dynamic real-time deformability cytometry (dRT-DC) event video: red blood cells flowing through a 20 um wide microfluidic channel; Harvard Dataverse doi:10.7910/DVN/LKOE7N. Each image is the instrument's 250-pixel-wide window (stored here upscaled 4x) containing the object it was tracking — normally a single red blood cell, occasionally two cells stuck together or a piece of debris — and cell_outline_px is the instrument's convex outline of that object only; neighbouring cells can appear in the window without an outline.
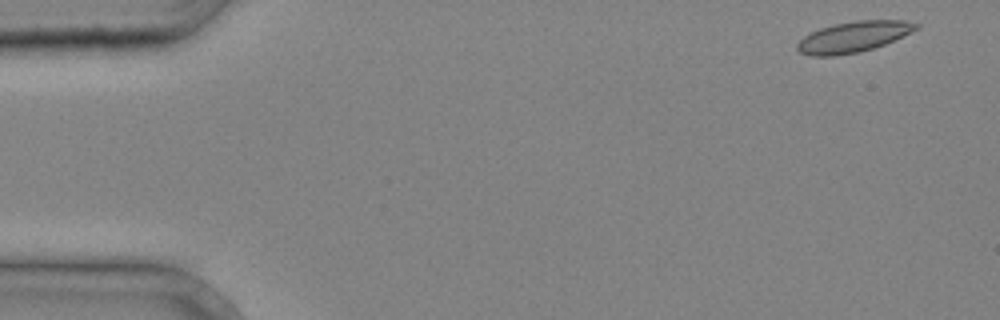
{"species": "common noctule bat (a hibernating species)", "species_latin": "Nyctalus noctula", "temperature_condition": "cold", "stored_images_in_passage": 4, "segment_of_instrument_passage": [2, 2], "camera_frame_rate_fps": 3000, "um_per_image_px": 0.085, "animal": {"sex": "male", "body_mass_g": 20.4}, "frame": {"image": 1, "passage_image": 4, "time_ms": 1.0, "image_size_px": [1000, 320], "cell_outline_px": [[920, 28], [912, 32], [884, 44], [860, 52], [836, 56], [812, 56], [800, 52], [796, 48], [796, 44], [804, 36], [820, 28], [836, 24], [856, 20], [904, 20], [920, 24]], "centroid_in_image_um": [72.56, 3.13], "position_along_channel_um": 12.4, "area_um2": 21.27}}